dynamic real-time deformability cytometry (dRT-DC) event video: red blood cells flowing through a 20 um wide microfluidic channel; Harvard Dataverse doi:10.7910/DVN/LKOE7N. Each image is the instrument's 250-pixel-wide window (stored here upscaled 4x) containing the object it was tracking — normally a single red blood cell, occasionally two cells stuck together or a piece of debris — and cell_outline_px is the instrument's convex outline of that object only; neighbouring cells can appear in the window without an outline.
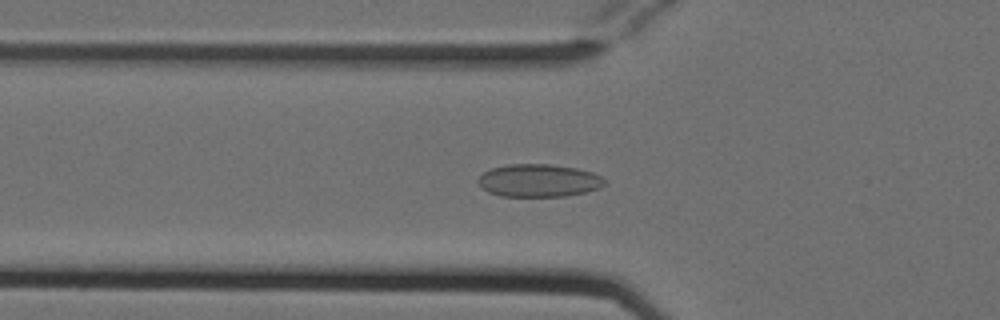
{"species": "Egyptian fruit bat (a non-hibernating species)", "species_latin": "Rousettus aegyptiacus", "temperature_condition": "cold", "stored_images_in_passage": 46, "camera_frame_rate_fps": 3000, "um_per_image_px": 0.085, "animal": {"sex": "female"}, "frame": {"image": 1, "passage_image": 18, "time_ms": 5.667, "image_size_px": [1000, 320], "cell_outline_px": [[604, 184], [600, 188], [584, 192], [564, 196], [500, 196], [488, 192], [476, 180], [484, 172], [492, 168], [504, 164], [548, 164], [576, 168], [592, 172], [600, 176], [604, 180]], "centroid_in_image_um": [45.77, 15.34], "position_along_channel_um": 80.0, "area_um2": 23.99}}
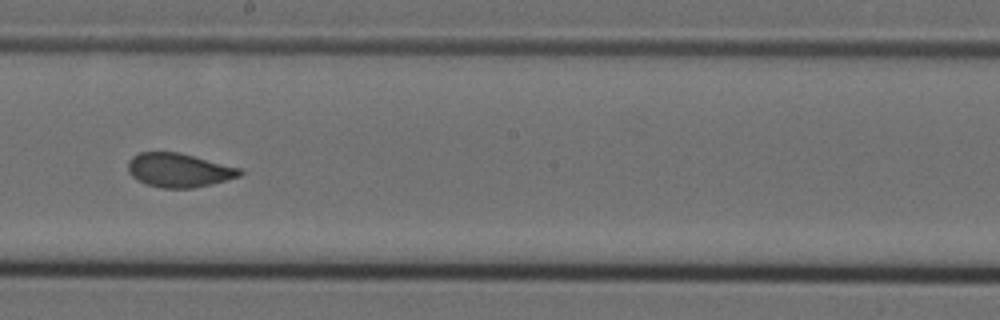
{"frame": {"image": 2, "passage_image": 30, "time_ms": 9.667, "image_size_px": [1000, 320], "cell_outline_px": [[244, 172], [240, 176], [212, 184], [192, 188], [160, 188], [144, 184], [136, 180], [128, 172], [128, 160], [132, 156], [140, 152], [180, 152], [240, 168]], "centroid_in_image_um": [15.18, 14.47], "position_along_channel_um": 233.0, "area_um2": 22.31}}
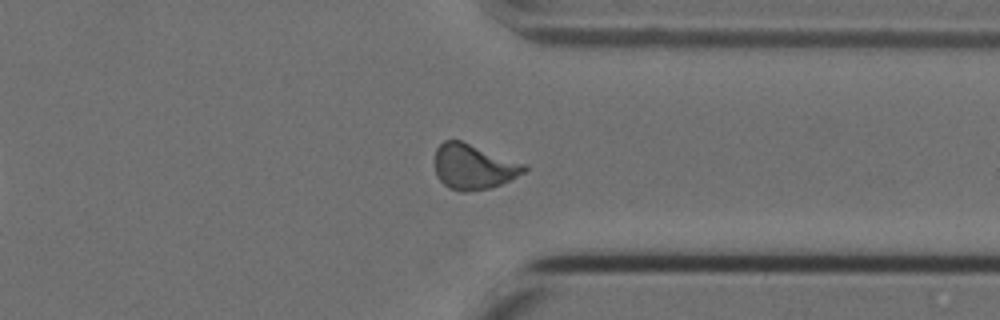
{"frame": {"image": 3, "passage_image": 41, "time_ms": 13.333, "image_size_px": [1000, 320], "cell_outline_px": [[528, 168], [524, 172], [492, 188], [464, 192], [460, 192], [448, 188], [436, 176], [436, 148], [444, 140], [460, 140], [524, 164]], "centroid_in_image_um": [40.21, 14.19], "position_along_channel_um": 371.2, "area_um2": 23.18}, "authors_computed_cell_mechanics": {"area_um2": 22.8888, "velocity_mm_per_s": 3.8061, "shape_relaxation_time_tau1_ms": null, "shape_relaxation_time_tau2_ms": 1.0254, "deformation_change_tau1": null, "deformation_change_tau2": 0.0504}}